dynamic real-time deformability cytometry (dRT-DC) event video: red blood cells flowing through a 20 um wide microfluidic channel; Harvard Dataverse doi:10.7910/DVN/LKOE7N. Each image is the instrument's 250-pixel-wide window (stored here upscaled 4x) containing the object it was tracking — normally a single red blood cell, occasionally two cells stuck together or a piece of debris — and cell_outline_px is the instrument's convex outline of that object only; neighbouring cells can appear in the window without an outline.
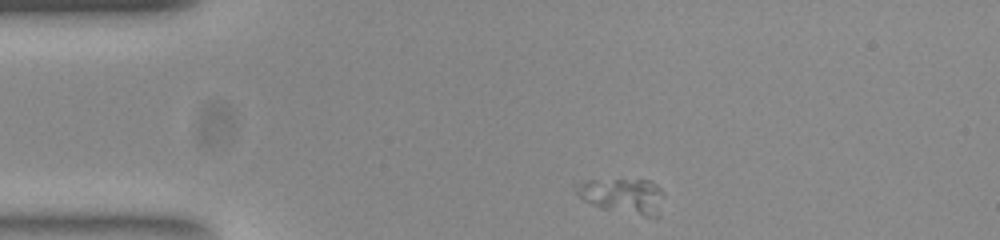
{"species": "common noctule bat (a hibernating species)", "species_latin": "Nyctalus noctula", "temperature_condition": "room temperature", "stored_images_in_passage": 45, "camera_frame_rate_fps": 3000, "um_per_image_px": 0.085, "animal": {"sex": "female", "body_mass_g": 23.0, "forearm_length_mm": 53.4}, "frame": {"image": 1, "passage_image": 1, "time_ms": 0.0, "image_size_px": [1000, 240], "cell_outline_px": [[660, 216], [656, 220], [600, 208], [584, 200], [576, 192], [580, 184], [588, 180], [648, 180], [656, 184], [660, 188]], "centroid_in_image_um": [53.01, 16.71], "position_along_channel_um": 32.0, "area_um2": 17.92}}
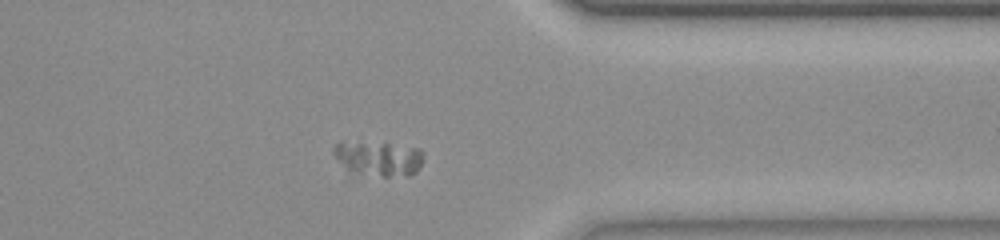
{"frame": {"image": 2, "passage_image": 33, "time_ms": 10.667, "image_size_px": [1000, 240], "cell_outline_px": [[424, 156], [420, 168], [416, 172], [408, 176], [384, 176], [348, 168], [336, 156], [336, 144], [388, 144], [420, 148], [424, 152]], "centroid_in_image_um": [32.4, 13.49], "position_along_channel_um": 379.0, "area_um2": 16.76}}
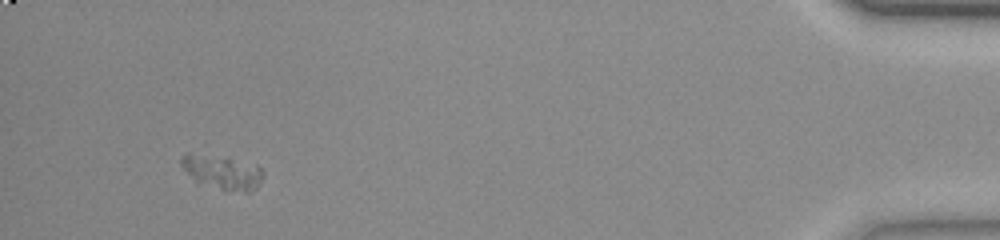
{"frame": {"image": 3, "passage_image": 41, "time_ms": 13.333, "image_size_px": [1000, 240], "cell_outline_px": [[264, 176], [256, 188], [248, 192], [244, 192], [220, 188], [196, 180], [180, 164], [180, 160], [184, 156], [188, 156], [228, 160], [260, 168]], "centroid_in_image_um": [18.98, 14.73], "position_along_channel_um": 416.2, "area_um2": 14.16}}